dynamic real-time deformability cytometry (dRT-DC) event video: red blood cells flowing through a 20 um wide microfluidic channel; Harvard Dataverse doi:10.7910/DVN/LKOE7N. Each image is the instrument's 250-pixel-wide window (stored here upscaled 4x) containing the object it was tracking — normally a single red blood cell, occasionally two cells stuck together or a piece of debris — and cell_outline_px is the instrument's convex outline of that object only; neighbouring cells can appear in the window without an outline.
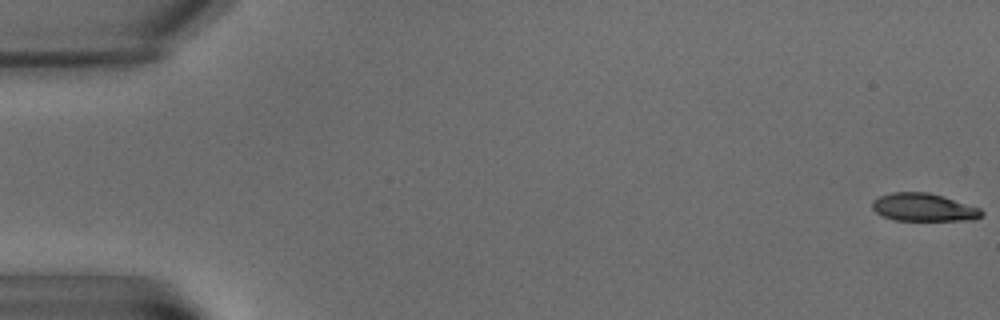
{"species": "common noctule bat (a hibernating species)", "species_latin": "Nyctalus noctula", "temperature_condition": "warm", "stored_images_in_passage": 7, "camera_frame_rate_fps": 3000, "um_per_image_px": 0.085, "animal": {"sex": "male", "body_mass_g": 15.6}, "frame": {"image": 1, "passage_image": 1, "time_ms": 0.0, "image_size_px": [1000, 320], "cell_outline_px": [[984, 212], [980, 216], [972, 220], [896, 220], [884, 216], [876, 212], [872, 208], [872, 200], [880, 196], [892, 192], [928, 192], [980, 208]], "centroid_in_image_um": [78.48, 17.62], "position_along_channel_um": 6.5, "area_um2": 17.51}}
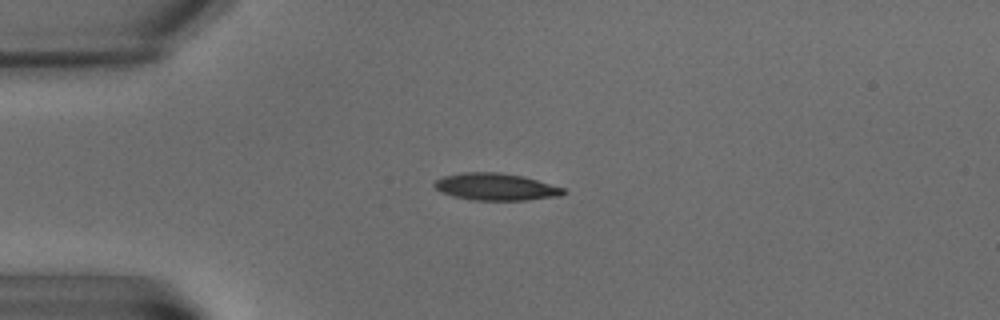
{"frame": {"image": 2, "passage_image": 6, "time_ms": 6.0, "image_size_px": [1000, 320], "cell_outline_px": [[568, 192], [560, 196], [528, 200], [472, 200], [452, 196], [440, 192], [432, 184], [436, 180], [444, 176], [464, 172], [500, 172], [524, 176], [564, 188]], "centroid_in_image_um": [42.15, 15.88], "position_along_channel_um": 42.8, "area_um2": 20.52}}